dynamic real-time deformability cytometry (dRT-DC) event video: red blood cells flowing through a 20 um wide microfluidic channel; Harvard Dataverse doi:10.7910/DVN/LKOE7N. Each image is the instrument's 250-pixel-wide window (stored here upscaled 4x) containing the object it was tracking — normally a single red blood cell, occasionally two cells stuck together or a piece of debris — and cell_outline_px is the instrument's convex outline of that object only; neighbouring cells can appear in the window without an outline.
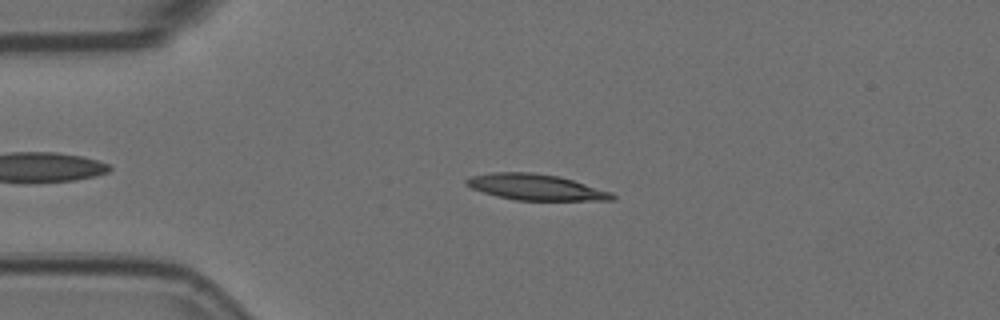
{"species": "Egyptian fruit bat (a non-hibernating species)", "species_latin": "Rousettus aegyptiacus", "temperature_condition": "room temperature", "stored_images_in_passage": 54, "camera_frame_rate_fps": 3000, "um_per_image_px": 0.085, "animal": {"sex": "female"}, "frame": {"image": 1, "passage_image": 11, "time_ms": 3.333, "image_size_px": [1000, 320], "cell_outline_px": [[616, 200], [516, 200], [496, 196], [472, 188], [464, 184], [464, 180], [468, 176], [492, 172], [532, 172], [560, 176], [612, 192], [616, 196]], "centroid_in_image_um": [45.52, 15.9], "position_along_channel_um": 39.5, "area_um2": 22.2}}
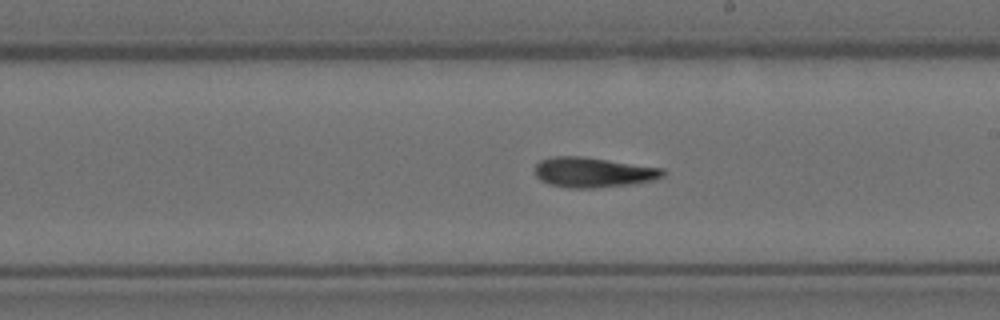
{"frame": {"image": 2, "passage_image": 30, "time_ms": 9.667, "image_size_px": [1000, 320], "cell_outline_px": [[664, 176], [652, 180], [636, 184], [592, 188], [568, 188], [548, 184], [540, 180], [536, 176], [536, 164], [540, 160], [556, 156], [580, 156], [664, 168]], "centroid_in_image_um": [50.42, 14.66], "position_along_channel_um": 238.6, "area_um2": 22.43}}
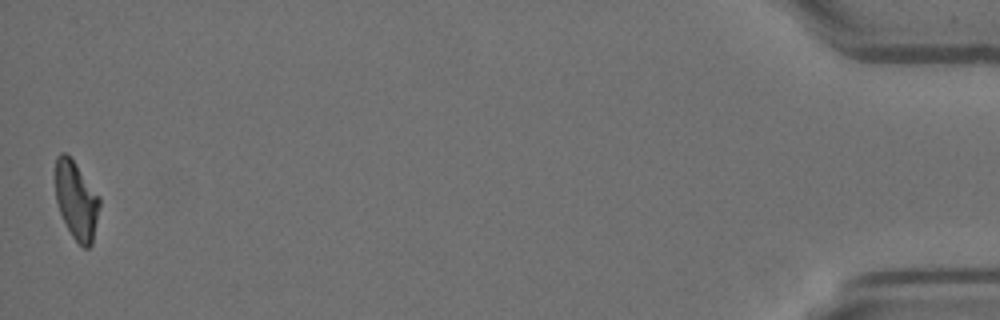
{"frame": {"image": 3, "passage_image": 54, "time_ms": 17.667, "image_size_px": [1000, 320], "cell_outline_px": [[100, 204], [92, 244], [88, 248], [84, 248], [72, 236], [60, 212], [56, 200], [56, 156], [60, 152], [68, 152], [100, 196]], "centroid_in_image_um": [6.5, 16.98], "position_along_channel_um": 428.7, "area_um2": 20.11}, "authors_computed_cell_mechanics": {"area_um2": 21.5594, "velocity_mm_per_s": 3.5794, "shape_relaxation_time_tau1_ms": 8.5507, "shape_relaxation_time_tau2_ms": 4.7344, "deformation_change_tau1": 0.2495, "deformation_change_tau2": 0.1509}}